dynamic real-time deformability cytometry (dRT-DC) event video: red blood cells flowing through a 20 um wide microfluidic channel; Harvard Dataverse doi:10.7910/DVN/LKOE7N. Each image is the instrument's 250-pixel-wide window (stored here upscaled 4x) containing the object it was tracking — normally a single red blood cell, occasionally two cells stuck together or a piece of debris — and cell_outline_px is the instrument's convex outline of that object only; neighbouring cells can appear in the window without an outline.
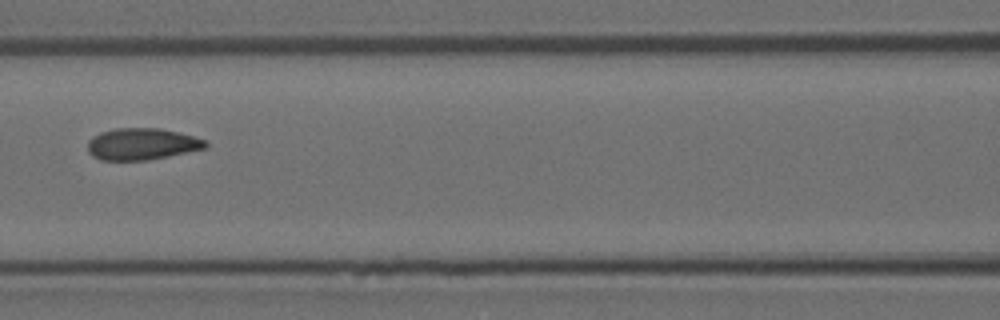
{"species": "Egyptian fruit bat (a non-hibernating species)", "species_latin": "Rousettus aegyptiacus", "temperature_condition": "room temperature", "stored_images_in_passage": 7, "camera_frame_rate_fps": 3000, "um_per_image_px": 0.085, "animal": {"sex": "female"}, "frame": {"image": 1, "passage_image": 7, "time_ms": 2.0, "image_size_px": [1000, 320], "cell_outline_px": [[208, 148], [148, 160], [100, 160], [92, 156], [88, 152], [88, 140], [92, 136], [100, 132], [116, 128], [160, 128], [192, 136], [204, 140], [208, 144]], "centroid_in_image_um": [12.03, 12.25], "position_along_channel_um": 154.6, "area_um2": 21.79}}